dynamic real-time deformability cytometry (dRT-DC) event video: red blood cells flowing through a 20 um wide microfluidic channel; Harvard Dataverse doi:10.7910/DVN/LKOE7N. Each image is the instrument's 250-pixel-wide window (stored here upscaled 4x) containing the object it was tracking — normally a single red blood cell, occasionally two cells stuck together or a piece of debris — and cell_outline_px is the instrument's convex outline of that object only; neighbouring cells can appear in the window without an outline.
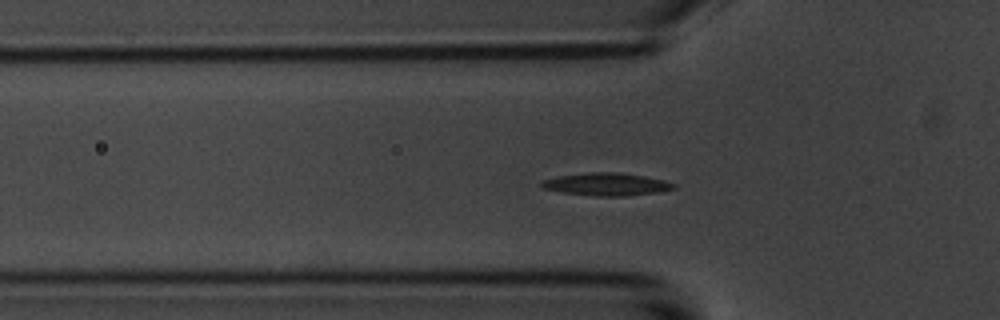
{"species": "common noctule bat (a hibernating species)", "species_latin": "Nyctalus noctula", "temperature_condition": "room temperature", "stored_images_in_passage": 43, "camera_frame_rate_fps": 3000, "um_per_image_px": 0.085, "animal": {"sex": "male", "body_mass_g": 20.1, "forearm_length_mm": 53.5}, "frame": {"image": 1, "passage_image": 16, "time_ms": 5.0, "image_size_px": [1000, 320], "cell_outline_px": [[676, 188], [660, 192], [624, 196], [596, 196], [560, 192], [544, 188], [540, 184], [544, 180], [556, 176], [588, 172], [616, 172], [644, 176], [664, 180], [676, 184]], "centroid_in_image_um": [51.57, 15.66], "position_along_channel_um": 74.2, "area_um2": 17.46}}
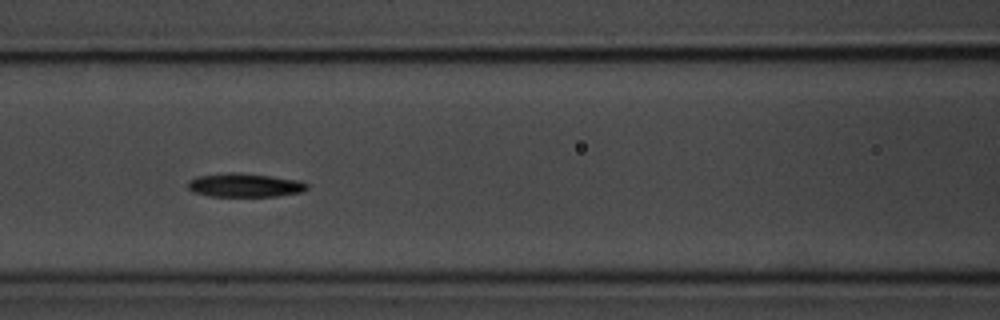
{"frame": {"image": 2, "passage_image": 22, "time_ms": 7.0, "image_size_px": [1000, 320], "cell_outline_px": [[308, 188], [300, 192], [276, 196], [208, 196], [192, 192], [188, 188], [188, 180], [196, 176], [228, 172], [232, 172], [272, 176], [300, 180], [308, 184]], "centroid_in_image_um": [20.77, 15.73], "position_along_channel_um": 145.8, "area_um2": 16.53}}
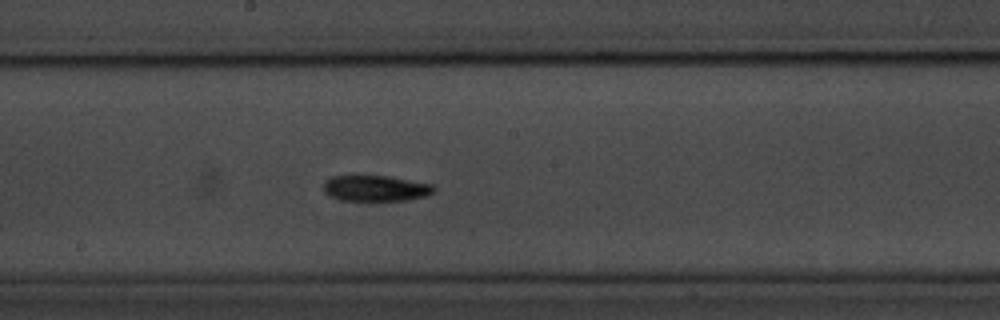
{"frame": {"image": 3, "passage_image": 28, "time_ms": 9.0, "image_size_px": [1000, 320], "cell_outline_px": [[436, 192], [428, 196], [408, 200], [340, 200], [328, 196], [324, 192], [324, 180], [332, 176], [388, 176], [432, 184], [436, 188]], "centroid_in_image_um": [31.95, 16.01], "position_along_channel_um": 216.3, "area_um2": 16.76}, "authors_computed_cell_mechanics": {"area_um2": 16.5308, "velocity_mm_per_s": 3.5358, "shape_relaxation_time_tau1_ms": 7.5279, "shape_relaxation_time_tau2_ms": null, "deformation_change_tau1": 0.1494, "deformation_change_tau2": null}}